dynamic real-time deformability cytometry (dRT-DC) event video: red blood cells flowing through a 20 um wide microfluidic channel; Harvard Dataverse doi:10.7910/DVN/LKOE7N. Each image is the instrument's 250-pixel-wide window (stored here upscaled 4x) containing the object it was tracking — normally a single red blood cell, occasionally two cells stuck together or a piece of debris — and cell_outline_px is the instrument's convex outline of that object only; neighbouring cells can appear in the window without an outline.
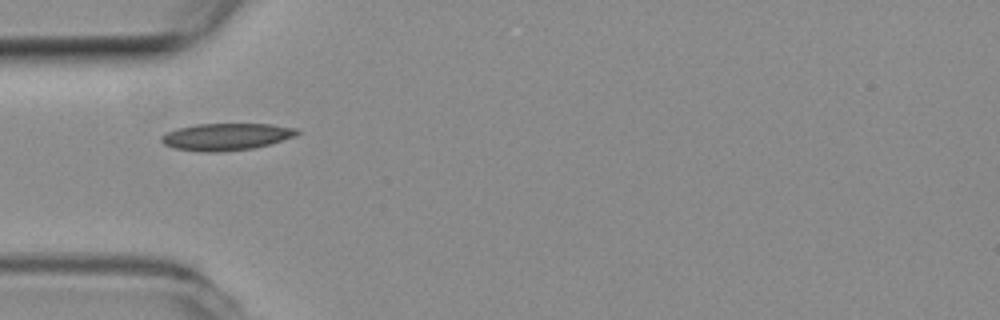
{"species": "common noctule bat (a hibernating species)", "species_latin": "Nyctalus noctula", "temperature_condition": "room temperature", "stored_images_in_passage": 2, "camera_frame_rate_fps": 3000, "um_per_image_px": 0.085, "animal": {"sex": "female", "body_mass_g": 19.3, "forearm_length_mm": 54.1}, "frame": {"image": 1, "passage_image": 1, "time_ms": 0.0, "image_size_px": [1000, 320], "cell_outline_px": [[300, 132], [296, 136], [268, 144], [252, 148], [216, 152], [204, 152], [176, 148], [164, 144], [160, 140], [160, 136], [176, 128], [196, 124], [272, 124], [296, 128]], "centroid_in_image_um": [19.22, 11.61], "position_along_channel_um": 65.8, "area_um2": 21.21}}
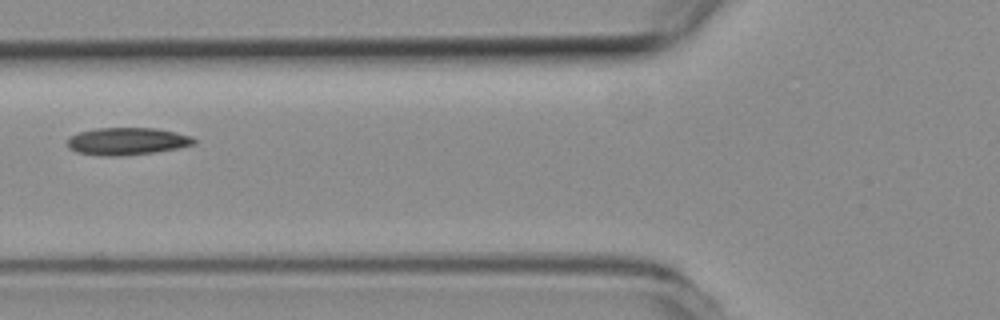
{"frame": {"image": 2, "passage_image": 2, "time_ms": 0.333, "image_size_px": [1000, 320], "cell_outline_px": [[196, 144], [180, 148], [156, 152], [124, 156], [100, 156], [76, 152], [68, 148], [68, 136], [80, 132], [96, 128], [156, 128], [176, 132], [192, 136], [196, 140]], "centroid_in_image_um": [10.82, 12.01], "position_along_channel_um": 115.0, "area_um2": 20.52}}